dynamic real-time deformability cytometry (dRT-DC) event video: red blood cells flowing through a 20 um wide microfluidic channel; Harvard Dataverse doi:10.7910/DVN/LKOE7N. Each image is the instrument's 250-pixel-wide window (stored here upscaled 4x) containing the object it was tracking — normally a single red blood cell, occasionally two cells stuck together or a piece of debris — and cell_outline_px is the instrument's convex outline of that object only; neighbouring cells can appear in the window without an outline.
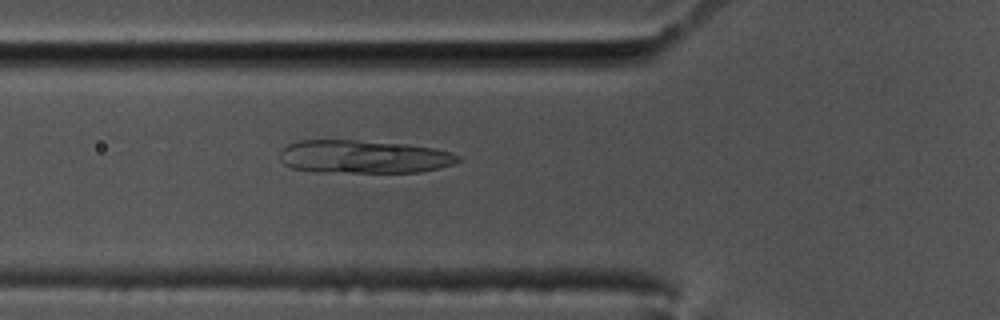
{"species": "common noctule bat (a hibernating species)", "species_latin": "Nyctalus noctula", "temperature_condition": "cold", "stored_images_in_passage": 42, "camera_frame_rate_fps": 3000, "um_per_image_px": 0.085, "animal": {"sex": "male", "body_mass_g": 17.5, "forearm_length_mm": 52.3}, "frame": {"image": 1, "passage_image": 5, "time_ms": 1.333, "image_size_px": [1000, 320], "cell_outline_px": [[460, 160], [456, 164], [440, 168], [420, 172], [316, 172], [292, 168], [284, 164], [280, 160], [280, 152], [288, 144], [300, 140], [356, 140], [404, 144], [432, 148], [448, 152], [460, 156]], "centroid_in_image_um": [30.9, 13.33], "position_along_channel_um": 94.9, "area_um2": 34.45}}
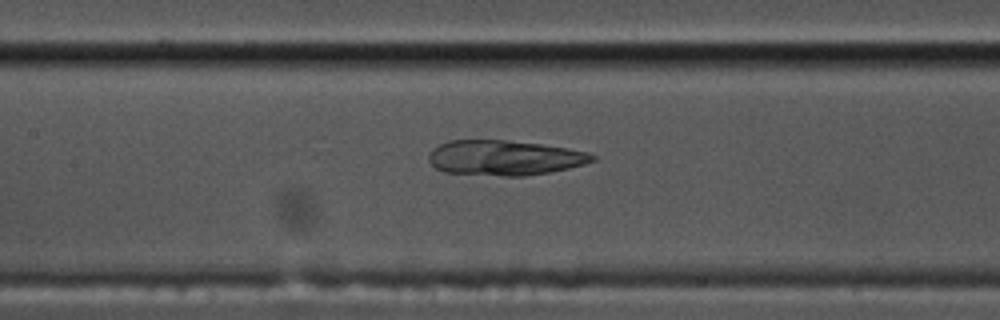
{"frame": {"image": 2, "passage_image": 11, "time_ms": 3.333, "image_size_px": [1000, 320], "cell_outline_px": [[596, 160], [584, 164], [568, 168], [548, 172], [524, 176], [504, 176], [444, 172], [436, 168], [428, 160], [428, 156], [432, 148], [448, 140], [508, 140], [544, 144], [568, 148], [588, 152], [596, 156]], "centroid_in_image_um": [42.88, 13.4], "position_along_channel_um": 164.5, "area_um2": 33.58}}
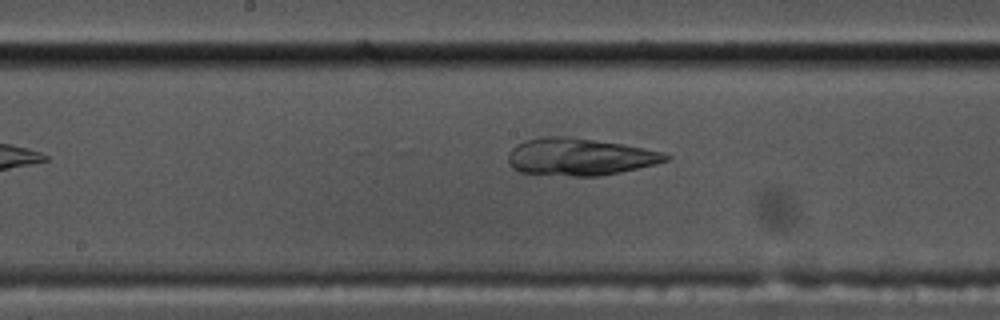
{"frame": {"image": 3, "passage_image": 14, "time_ms": 4.333, "image_size_px": [1000, 320], "cell_outline_px": [[672, 156], [668, 160], [656, 164], [620, 172], [600, 176], [572, 176], [520, 172], [512, 168], [508, 160], [508, 152], [516, 144], [524, 140], [540, 136], [568, 136], [620, 144], [644, 148], [664, 152]], "centroid_in_image_um": [49.25, 13.32], "position_along_channel_um": 198.9, "area_um2": 34.28}}